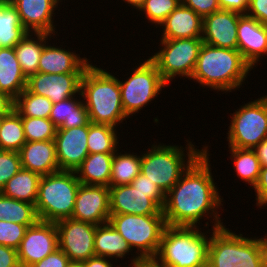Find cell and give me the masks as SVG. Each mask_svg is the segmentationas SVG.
Masks as SVG:
<instances>
[{
    "label": "cell",
    "instance_id": "1",
    "mask_svg": "<svg viewBox=\"0 0 267 267\" xmlns=\"http://www.w3.org/2000/svg\"><path fill=\"white\" fill-rule=\"evenodd\" d=\"M208 150L205 146V151L166 193L163 207L166 225L198 226L204 218H211L210 223H214L211 229L225 225L218 211L222 210L223 197L214 182Z\"/></svg>",
    "mask_w": 267,
    "mask_h": 267
},
{
    "label": "cell",
    "instance_id": "2",
    "mask_svg": "<svg viewBox=\"0 0 267 267\" xmlns=\"http://www.w3.org/2000/svg\"><path fill=\"white\" fill-rule=\"evenodd\" d=\"M251 70L238 49L215 47L203 42L190 80L217 93H230L246 83Z\"/></svg>",
    "mask_w": 267,
    "mask_h": 267
},
{
    "label": "cell",
    "instance_id": "3",
    "mask_svg": "<svg viewBox=\"0 0 267 267\" xmlns=\"http://www.w3.org/2000/svg\"><path fill=\"white\" fill-rule=\"evenodd\" d=\"M80 93L90 122L117 128L129 119L123 110L119 79L107 69L91 63L83 73Z\"/></svg>",
    "mask_w": 267,
    "mask_h": 267
},
{
    "label": "cell",
    "instance_id": "4",
    "mask_svg": "<svg viewBox=\"0 0 267 267\" xmlns=\"http://www.w3.org/2000/svg\"><path fill=\"white\" fill-rule=\"evenodd\" d=\"M212 231L207 267H267V234L249 238L226 226Z\"/></svg>",
    "mask_w": 267,
    "mask_h": 267
},
{
    "label": "cell",
    "instance_id": "5",
    "mask_svg": "<svg viewBox=\"0 0 267 267\" xmlns=\"http://www.w3.org/2000/svg\"><path fill=\"white\" fill-rule=\"evenodd\" d=\"M204 230L200 226L167 225L153 260L162 267H207L211 229Z\"/></svg>",
    "mask_w": 267,
    "mask_h": 267
},
{
    "label": "cell",
    "instance_id": "6",
    "mask_svg": "<svg viewBox=\"0 0 267 267\" xmlns=\"http://www.w3.org/2000/svg\"><path fill=\"white\" fill-rule=\"evenodd\" d=\"M185 141L187 142L185 149L182 145L154 143L151 149L148 148L145 153H141V173L159 186L165 194L205 151V145L202 149H197L194 143Z\"/></svg>",
    "mask_w": 267,
    "mask_h": 267
},
{
    "label": "cell",
    "instance_id": "7",
    "mask_svg": "<svg viewBox=\"0 0 267 267\" xmlns=\"http://www.w3.org/2000/svg\"><path fill=\"white\" fill-rule=\"evenodd\" d=\"M80 184L75 171L41 176L35 203L39 220L56 223L71 218Z\"/></svg>",
    "mask_w": 267,
    "mask_h": 267
},
{
    "label": "cell",
    "instance_id": "8",
    "mask_svg": "<svg viewBox=\"0 0 267 267\" xmlns=\"http://www.w3.org/2000/svg\"><path fill=\"white\" fill-rule=\"evenodd\" d=\"M109 222L142 260L156 256L167 226L164 215L110 214Z\"/></svg>",
    "mask_w": 267,
    "mask_h": 267
},
{
    "label": "cell",
    "instance_id": "9",
    "mask_svg": "<svg viewBox=\"0 0 267 267\" xmlns=\"http://www.w3.org/2000/svg\"><path fill=\"white\" fill-rule=\"evenodd\" d=\"M202 44V38L160 39V50L149 59L167 84L176 77L190 80Z\"/></svg>",
    "mask_w": 267,
    "mask_h": 267
},
{
    "label": "cell",
    "instance_id": "10",
    "mask_svg": "<svg viewBox=\"0 0 267 267\" xmlns=\"http://www.w3.org/2000/svg\"><path fill=\"white\" fill-rule=\"evenodd\" d=\"M230 118L228 147L254 149L267 138V95L242 104Z\"/></svg>",
    "mask_w": 267,
    "mask_h": 267
},
{
    "label": "cell",
    "instance_id": "11",
    "mask_svg": "<svg viewBox=\"0 0 267 267\" xmlns=\"http://www.w3.org/2000/svg\"><path fill=\"white\" fill-rule=\"evenodd\" d=\"M136 65L126 80L119 79L123 110L128 118L138 114L154 98L158 97L167 83L156 65L148 58Z\"/></svg>",
    "mask_w": 267,
    "mask_h": 267
},
{
    "label": "cell",
    "instance_id": "12",
    "mask_svg": "<svg viewBox=\"0 0 267 267\" xmlns=\"http://www.w3.org/2000/svg\"><path fill=\"white\" fill-rule=\"evenodd\" d=\"M165 198L164 192H142L131 184L110 186V214L163 215Z\"/></svg>",
    "mask_w": 267,
    "mask_h": 267
},
{
    "label": "cell",
    "instance_id": "13",
    "mask_svg": "<svg viewBox=\"0 0 267 267\" xmlns=\"http://www.w3.org/2000/svg\"><path fill=\"white\" fill-rule=\"evenodd\" d=\"M58 233V247L70 261L84 262L95 256L94 238L96 226L73 218L55 223Z\"/></svg>",
    "mask_w": 267,
    "mask_h": 267
},
{
    "label": "cell",
    "instance_id": "14",
    "mask_svg": "<svg viewBox=\"0 0 267 267\" xmlns=\"http://www.w3.org/2000/svg\"><path fill=\"white\" fill-rule=\"evenodd\" d=\"M58 248L56 224L38 220L26 229L17 249L20 267H30Z\"/></svg>",
    "mask_w": 267,
    "mask_h": 267
},
{
    "label": "cell",
    "instance_id": "15",
    "mask_svg": "<svg viewBox=\"0 0 267 267\" xmlns=\"http://www.w3.org/2000/svg\"><path fill=\"white\" fill-rule=\"evenodd\" d=\"M71 218L93 225L109 222V187L81 183L76 195Z\"/></svg>",
    "mask_w": 267,
    "mask_h": 267
},
{
    "label": "cell",
    "instance_id": "16",
    "mask_svg": "<svg viewBox=\"0 0 267 267\" xmlns=\"http://www.w3.org/2000/svg\"><path fill=\"white\" fill-rule=\"evenodd\" d=\"M83 73L51 74L37 72L27 78L26 89L47 97L52 103L80 94Z\"/></svg>",
    "mask_w": 267,
    "mask_h": 267
},
{
    "label": "cell",
    "instance_id": "17",
    "mask_svg": "<svg viewBox=\"0 0 267 267\" xmlns=\"http://www.w3.org/2000/svg\"><path fill=\"white\" fill-rule=\"evenodd\" d=\"M88 124L73 128H57L55 146L60 170L75 171L89 155Z\"/></svg>",
    "mask_w": 267,
    "mask_h": 267
},
{
    "label": "cell",
    "instance_id": "18",
    "mask_svg": "<svg viewBox=\"0 0 267 267\" xmlns=\"http://www.w3.org/2000/svg\"><path fill=\"white\" fill-rule=\"evenodd\" d=\"M19 14L27 32L47 33L57 36L54 25L55 11L63 0H8Z\"/></svg>",
    "mask_w": 267,
    "mask_h": 267
},
{
    "label": "cell",
    "instance_id": "19",
    "mask_svg": "<svg viewBox=\"0 0 267 267\" xmlns=\"http://www.w3.org/2000/svg\"><path fill=\"white\" fill-rule=\"evenodd\" d=\"M237 49L252 67L267 56V27L255 18L242 14L237 26ZM265 55V56H264Z\"/></svg>",
    "mask_w": 267,
    "mask_h": 267
},
{
    "label": "cell",
    "instance_id": "20",
    "mask_svg": "<svg viewBox=\"0 0 267 267\" xmlns=\"http://www.w3.org/2000/svg\"><path fill=\"white\" fill-rule=\"evenodd\" d=\"M242 14L222 10L203 18L202 40L204 43L226 49H237V26Z\"/></svg>",
    "mask_w": 267,
    "mask_h": 267
},
{
    "label": "cell",
    "instance_id": "21",
    "mask_svg": "<svg viewBox=\"0 0 267 267\" xmlns=\"http://www.w3.org/2000/svg\"><path fill=\"white\" fill-rule=\"evenodd\" d=\"M51 40L44 45L41 53L38 72L51 74L65 73H84L87 67L91 64L86 57H80L76 51L49 44Z\"/></svg>",
    "mask_w": 267,
    "mask_h": 267
},
{
    "label": "cell",
    "instance_id": "22",
    "mask_svg": "<svg viewBox=\"0 0 267 267\" xmlns=\"http://www.w3.org/2000/svg\"><path fill=\"white\" fill-rule=\"evenodd\" d=\"M21 167L40 176L60 170L54 140L26 142L19 150Z\"/></svg>",
    "mask_w": 267,
    "mask_h": 267
},
{
    "label": "cell",
    "instance_id": "23",
    "mask_svg": "<svg viewBox=\"0 0 267 267\" xmlns=\"http://www.w3.org/2000/svg\"><path fill=\"white\" fill-rule=\"evenodd\" d=\"M94 248L95 256L106 257L110 260L115 258V262L117 258L122 260L127 255H133V257H130L131 263L128 264V267H136L142 261L137 254H132L136 252H133L130 245L110 222L96 226Z\"/></svg>",
    "mask_w": 267,
    "mask_h": 267
},
{
    "label": "cell",
    "instance_id": "24",
    "mask_svg": "<svg viewBox=\"0 0 267 267\" xmlns=\"http://www.w3.org/2000/svg\"><path fill=\"white\" fill-rule=\"evenodd\" d=\"M203 18L182 3L174 9L159 26L163 30L161 39H183L202 37Z\"/></svg>",
    "mask_w": 267,
    "mask_h": 267
},
{
    "label": "cell",
    "instance_id": "25",
    "mask_svg": "<svg viewBox=\"0 0 267 267\" xmlns=\"http://www.w3.org/2000/svg\"><path fill=\"white\" fill-rule=\"evenodd\" d=\"M27 77L21 70L14 47H0V91L14 100L26 89Z\"/></svg>",
    "mask_w": 267,
    "mask_h": 267
},
{
    "label": "cell",
    "instance_id": "26",
    "mask_svg": "<svg viewBox=\"0 0 267 267\" xmlns=\"http://www.w3.org/2000/svg\"><path fill=\"white\" fill-rule=\"evenodd\" d=\"M55 35L47 33L27 32L14 46L16 58L24 75L29 76L38 72V64L44 45Z\"/></svg>",
    "mask_w": 267,
    "mask_h": 267
},
{
    "label": "cell",
    "instance_id": "27",
    "mask_svg": "<svg viewBox=\"0 0 267 267\" xmlns=\"http://www.w3.org/2000/svg\"><path fill=\"white\" fill-rule=\"evenodd\" d=\"M113 155L114 153L89 154L75 170L77 179L86 185L110 187Z\"/></svg>",
    "mask_w": 267,
    "mask_h": 267
},
{
    "label": "cell",
    "instance_id": "28",
    "mask_svg": "<svg viewBox=\"0 0 267 267\" xmlns=\"http://www.w3.org/2000/svg\"><path fill=\"white\" fill-rule=\"evenodd\" d=\"M77 97L78 95L53 104L49 119L57 128L85 126L90 122L81 93L79 99Z\"/></svg>",
    "mask_w": 267,
    "mask_h": 267
},
{
    "label": "cell",
    "instance_id": "29",
    "mask_svg": "<svg viewBox=\"0 0 267 267\" xmlns=\"http://www.w3.org/2000/svg\"><path fill=\"white\" fill-rule=\"evenodd\" d=\"M40 178L39 174L21 168L7 181L1 193L7 197L35 205Z\"/></svg>",
    "mask_w": 267,
    "mask_h": 267
},
{
    "label": "cell",
    "instance_id": "30",
    "mask_svg": "<svg viewBox=\"0 0 267 267\" xmlns=\"http://www.w3.org/2000/svg\"><path fill=\"white\" fill-rule=\"evenodd\" d=\"M26 33L17 10L8 0H0V47H14Z\"/></svg>",
    "mask_w": 267,
    "mask_h": 267
},
{
    "label": "cell",
    "instance_id": "31",
    "mask_svg": "<svg viewBox=\"0 0 267 267\" xmlns=\"http://www.w3.org/2000/svg\"><path fill=\"white\" fill-rule=\"evenodd\" d=\"M117 150L113 155L110 186L130 184L141 173V155ZM134 153V154H133ZM136 154V155H135Z\"/></svg>",
    "mask_w": 267,
    "mask_h": 267
},
{
    "label": "cell",
    "instance_id": "32",
    "mask_svg": "<svg viewBox=\"0 0 267 267\" xmlns=\"http://www.w3.org/2000/svg\"><path fill=\"white\" fill-rule=\"evenodd\" d=\"M228 148L237 177L254 188L262 168L255 151L253 149Z\"/></svg>",
    "mask_w": 267,
    "mask_h": 267
},
{
    "label": "cell",
    "instance_id": "33",
    "mask_svg": "<svg viewBox=\"0 0 267 267\" xmlns=\"http://www.w3.org/2000/svg\"><path fill=\"white\" fill-rule=\"evenodd\" d=\"M117 128L106 124L88 123L87 146L89 154L115 153L119 147L120 137Z\"/></svg>",
    "mask_w": 267,
    "mask_h": 267
},
{
    "label": "cell",
    "instance_id": "34",
    "mask_svg": "<svg viewBox=\"0 0 267 267\" xmlns=\"http://www.w3.org/2000/svg\"><path fill=\"white\" fill-rule=\"evenodd\" d=\"M0 220L12 221L26 225H34L38 220L35 205L16 200L0 192Z\"/></svg>",
    "mask_w": 267,
    "mask_h": 267
},
{
    "label": "cell",
    "instance_id": "35",
    "mask_svg": "<svg viewBox=\"0 0 267 267\" xmlns=\"http://www.w3.org/2000/svg\"><path fill=\"white\" fill-rule=\"evenodd\" d=\"M25 143L22 117L13 109L1 123L0 150L19 152Z\"/></svg>",
    "mask_w": 267,
    "mask_h": 267
},
{
    "label": "cell",
    "instance_id": "36",
    "mask_svg": "<svg viewBox=\"0 0 267 267\" xmlns=\"http://www.w3.org/2000/svg\"><path fill=\"white\" fill-rule=\"evenodd\" d=\"M53 103L47 97L37 95L24 89L14 100V110L21 117L49 119Z\"/></svg>",
    "mask_w": 267,
    "mask_h": 267
},
{
    "label": "cell",
    "instance_id": "37",
    "mask_svg": "<svg viewBox=\"0 0 267 267\" xmlns=\"http://www.w3.org/2000/svg\"><path fill=\"white\" fill-rule=\"evenodd\" d=\"M26 142L54 140L57 127L50 119L22 117Z\"/></svg>",
    "mask_w": 267,
    "mask_h": 267
},
{
    "label": "cell",
    "instance_id": "38",
    "mask_svg": "<svg viewBox=\"0 0 267 267\" xmlns=\"http://www.w3.org/2000/svg\"><path fill=\"white\" fill-rule=\"evenodd\" d=\"M181 3V0H145L138 11L143 12L148 23L155 24L154 26L157 28Z\"/></svg>",
    "mask_w": 267,
    "mask_h": 267
},
{
    "label": "cell",
    "instance_id": "39",
    "mask_svg": "<svg viewBox=\"0 0 267 267\" xmlns=\"http://www.w3.org/2000/svg\"><path fill=\"white\" fill-rule=\"evenodd\" d=\"M27 228L26 225L0 220V245L18 249Z\"/></svg>",
    "mask_w": 267,
    "mask_h": 267
},
{
    "label": "cell",
    "instance_id": "40",
    "mask_svg": "<svg viewBox=\"0 0 267 267\" xmlns=\"http://www.w3.org/2000/svg\"><path fill=\"white\" fill-rule=\"evenodd\" d=\"M21 168L19 152L0 150V192Z\"/></svg>",
    "mask_w": 267,
    "mask_h": 267
},
{
    "label": "cell",
    "instance_id": "41",
    "mask_svg": "<svg viewBox=\"0 0 267 267\" xmlns=\"http://www.w3.org/2000/svg\"><path fill=\"white\" fill-rule=\"evenodd\" d=\"M181 2L202 18L220 10L218 0H181Z\"/></svg>",
    "mask_w": 267,
    "mask_h": 267
},
{
    "label": "cell",
    "instance_id": "42",
    "mask_svg": "<svg viewBox=\"0 0 267 267\" xmlns=\"http://www.w3.org/2000/svg\"><path fill=\"white\" fill-rule=\"evenodd\" d=\"M69 262L70 260L68 256L58 248L40 262H37L30 267H67Z\"/></svg>",
    "mask_w": 267,
    "mask_h": 267
},
{
    "label": "cell",
    "instance_id": "43",
    "mask_svg": "<svg viewBox=\"0 0 267 267\" xmlns=\"http://www.w3.org/2000/svg\"><path fill=\"white\" fill-rule=\"evenodd\" d=\"M256 206L262 208L267 206V166L261 168L257 184L254 186Z\"/></svg>",
    "mask_w": 267,
    "mask_h": 267
},
{
    "label": "cell",
    "instance_id": "44",
    "mask_svg": "<svg viewBox=\"0 0 267 267\" xmlns=\"http://www.w3.org/2000/svg\"><path fill=\"white\" fill-rule=\"evenodd\" d=\"M246 15L267 27V0H250Z\"/></svg>",
    "mask_w": 267,
    "mask_h": 267
},
{
    "label": "cell",
    "instance_id": "45",
    "mask_svg": "<svg viewBox=\"0 0 267 267\" xmlns=\"http://www.w3.org/2000/svg\"><path fill=\"white\" fill-rule=\"evenodd\" d=\"M0 267H20L17 249L0 245Z\"/></svg>",
    "mask_w": 267,
    "mask_h": 267
},
{
    "label": "cell",
    "instance_id": "46",
    "mask_svg": "<svg viewBox=\"0 0 267 267\" xmlns=\"http://www.w3.org/2000/svg\"><path fill=\"white\" fill-rule=\"evenodd\" d=\"M220 9L246 14L250 0H218Z\"/></svg>",
    "mask_w": 267,
    "mask_h": 267
},
{
    "label": "cell",
    "instance_id": "47",
    "mask_svg": "<svg viewBox=\"0 0 267 267\" xmlns=\"http://www.w3.org/2000/svg\"><path fill=\"white\" fill-rule=\"evenodd\" d=\"M135 189L142 192H163L159 186L151 182L148 177L140 173L135 179L130 183Z\"/></svg>",
    "mask_w": 267,
    "mask_h": 267
},
{
    "label": "cell",
    "instance_id": "48",
    "mask_svg": "<svg viewBox=\"0 0 267 267\" xmlns=\"http://www.w3.org/2000/svg\"><path fill=\"white\" fill-rule=\"evenodd\" d=\"M113 260H109V258L101 257V256H93L88 260L84 261V267H114ZM112 262V263H111Z\"/></svg>",
    "mask_w": 267,
    "mask_h": 267
},
{
    "label": "cell",
    "instance_id": "49",
    "mask_svg": "<svg viewBox=\"0 0 267 267\" xmlns=\"http://www.w3.org/2000/svg\"><path fill=\"white\" fill-rule=\"evenodd\" d=\"M14 109V99L0 91V115H7Z\"/></svg>",
    "mask_w": 267,
    "mask_h": 267
},
{
    "label": "cell",
    "instance_id": "50",
    "mask_svg": "<svg viewBox=\"0 0 267 267\" xmlns=\"http://www.w3.org/2000/svg\"><path fill=\"white\" fill-rule=\"evenodd\" d=\"M253 150L255 151L261 166H267V138L261 141Z\"/></svg>",
    "mask_w": 267,
    "mask_h": 267
},
{
    "label": "cell",
    "instance_id": "51",
    "mask_svg": "<svg viewBox=\"0 0 267 267\" xmlns=\"http://www.w3.org/2000/svg\"><path fill=\"white\" fill-rule=\"evenodd\" d=\"M126 4H129L128 6L133 7L134 9L139 10L140 7L145 3V0H122Z\"/></svg>",
    "mask_w": 267,
    "mask_h": 267
},
{
    "label": "cell",
    "instance_id": "52",
    "mask_svg": "<svg viewBox=\"0 0 267 267\" xmlns=\"http://www.w3.org/2000/svg\"><path fill=\"white\" fill-rule=\"evenodd\" d=\"M136 267H162L157 264L153 259L142 260Z\"/></svg>",
    "mask_w": 267,
    "mask_h": 267
},
{
    "label": "cell",
    "instance_id": "53",
    "mask_svg": "<svg viewBox=\"0 0 267 267\" xmlns=\"http://www.w3.org/2000/svg\"><path fill=\"white\" fill-rule=\"evenodd\" d=\"M67 267H84V262L70 261Z\"/></svg>",
    "mask_w": 267,
    "mask_h": 267
},
{
    "label": "cell",
    "instance_id": "54",
    "mask_svg": "<svg viewBox=\"0 0 267 267\" xmlns=\"http://www.w3.org/2000/svg\"><path fill=\"white\" fill-rule=\"evenodd\" d=\"M5 115H0V127H1V123L3 121V118H4Z\"/></svg>",
    "mask_w": 267,
    "mask_h": 267
}]
</instances>
